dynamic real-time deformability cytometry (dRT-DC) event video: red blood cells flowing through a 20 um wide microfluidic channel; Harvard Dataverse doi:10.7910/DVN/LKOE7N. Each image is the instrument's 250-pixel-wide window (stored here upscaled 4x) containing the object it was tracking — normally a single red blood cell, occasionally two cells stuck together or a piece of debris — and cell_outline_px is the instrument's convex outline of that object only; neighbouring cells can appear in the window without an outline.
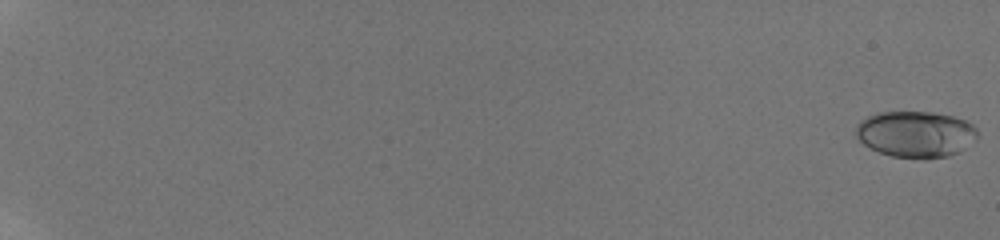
{"species": "human", "species_latin": "Homo sapiens", "temperature_condition": "room temperature", "stored_images_in_passage": 57, "camera_frame_rate_fps": 3000, "um_per_image_px": 0.085, "donor": {"sex": "male"}, "frame": {"image": 1, "passage_image": 1, "time_ms": 0.0, "image_size_px": [1000, 240], "cell_outline_px": [[976, 140], [956, 152], [948, 156], [924, 160], [892, 156], [880, 152], [864, 144], [856, 136], [856, 128], [860, 120], [876, 112], [932, 112], [952, 116], [964, 120], [972, 124], [976, 128]], "centroid_in_image_um": [77.82, 11.41], "position_along_channel_um": 7.2, "area_um2": 32.77}}
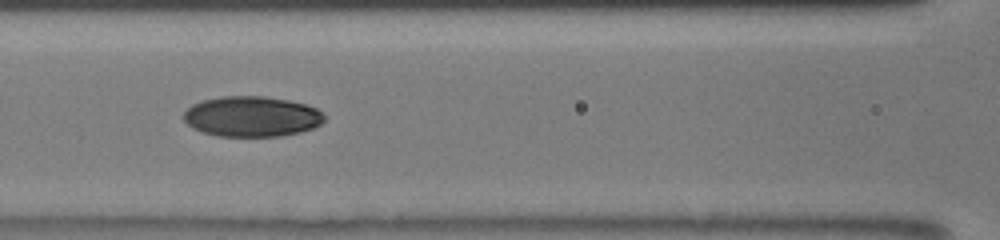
{"frame": {"image": 2, "passage_image": 31, "time_ms": 10.0, "image_size_px": [1000, 240], "cell_outline_px": [[324, 120], [320, 124], [312, 128], [300, 132], [280, 136], [216, 136], [192, 128], [184, 120], [184, 112], [192, 104], [204, 100], [220, 96], [264, 96], [288, 100], [304, 104], [316, 108], [324, 116]], "centroid_in_image_um": [21.38, 9.9], "position_along_channel_um": 145.2, "area_um2": 33.0}}
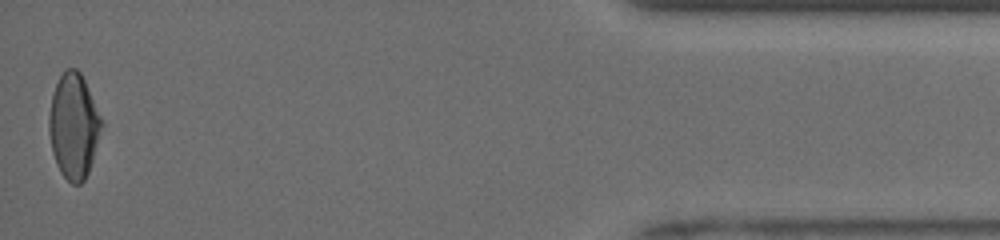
{"frame": {"image": 3, "passage_image": 57, "time_ms": 18.667, "image_size_px": [1000, 240], "cell_outline_px": [[104, 124], [88, 172], [84, 180], [80, 184], [72, 184], [60, 172], [56, 164], [52, 152], [48, 132], [48, 116], [52, 96], [56, 84], [60, 76], [68, 68], [76, 68], [80, 72], [104, 120]], "centroid_in_image_um": [6.27, 10.72], "position_along_channel_um": 428.9, "area_um2": 32.31}, "authors_computed_cell_mechanics": {"area_um2": 32.0212, "velocity_mm_per_s": 3.9905, "shape_relaxation_time_tau1_ms": 6.2506, "shape_relaxation_time_tau2_ms": 2.1239, "deformation_change_tau1": 0.193, "deformation_change_tau2": 0.0529}}